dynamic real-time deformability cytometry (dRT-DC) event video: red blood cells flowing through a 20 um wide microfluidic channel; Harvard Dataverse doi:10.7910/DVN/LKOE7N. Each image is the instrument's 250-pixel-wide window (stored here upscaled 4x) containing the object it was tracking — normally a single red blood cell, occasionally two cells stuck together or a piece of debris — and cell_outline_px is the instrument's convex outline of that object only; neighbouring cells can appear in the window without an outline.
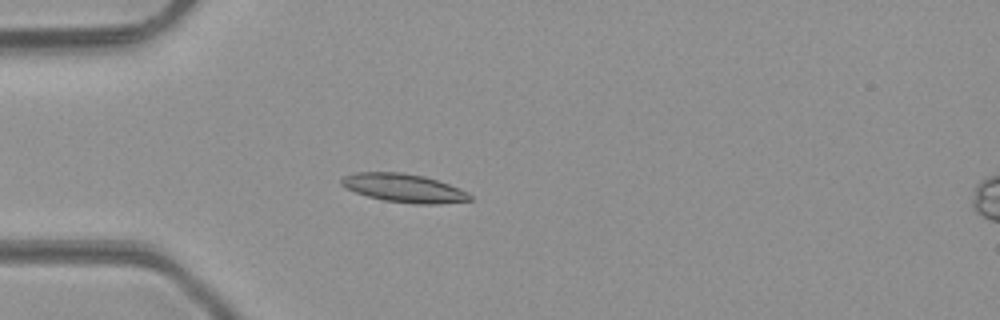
{"species": "common noctule bat (a hibernating species)", "species_latin": "Nyctalus noctula", "temperature_condition": "room temperature", "stored_images_in_passage": 34, "camera_frame_rate_fps": 3000, "um_per_image_px": 0.085, "animal": {"sex": "male", "body_mass_g": 23.1, "forearm_length_mm": 52.7}, "frame": {"image": 1, "passage_image": 6, "time_ms": 1.667, "image_size_px": [1000, 320], "cell_outline_px": [[472, 200], [440, 204], [416, 204], [384, 200], [368, 196], [344, 188], [340, 184], [340, 180], [344, 176], [352, 172], [404, 172], [424, 176], [460, 188], [468, 192], [472, 196]], "centroid_in_image_um": [34.32, 15.98], "position_along_channel_um": 50.7, "area_um2": 21.44}}
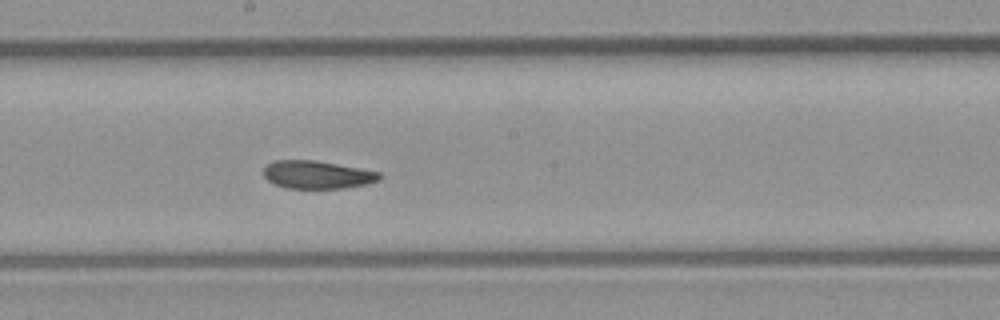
{"frame": {"image": 2, "passage_image": 19, "time_ms": 6.0, "image_size_px": [1000, 320], "cell_outline_px": [[384, 176], [380, 180], [368, 184], [344, 188], [288, 188], [272, 184], [264, 176], [264, 164], [276, 160], [316, 160], [360, 168], [380, 172]], "centroid_in_image_um": [26.98, 14.84], "position_along_channel_um": 221.2, "area_um2": 19.13}}
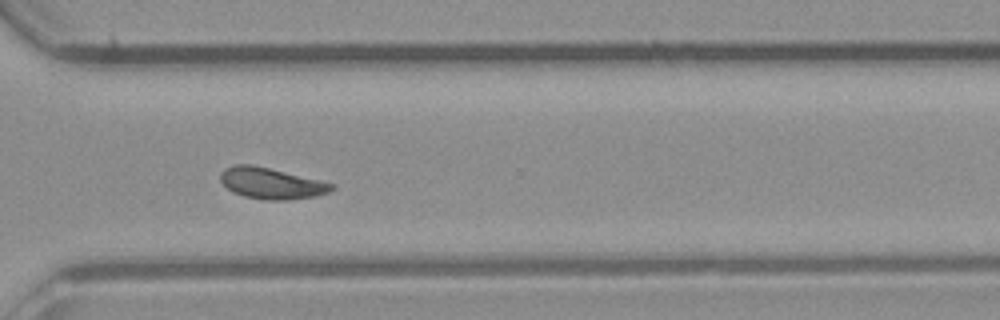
{"frame": {"image": 3, "passage_image": 28, "time_ms": 9.0, "image_size_px": [1000, 320], "cell_outline_px": [[336, 188], [328, 192], [316, 196], [288, 200], [264, 200], [244, 196], [232, 192], [220, 180], [220, 172], [224, 168], [232, 164], [252, 164], [336, 184]], "centroid_in_image_um": [23.05, 15.58], "position_along_channel_um": 347.6, "area_um2": 20.29}, "authors_computed_cell_mechanics": {"area_um2": 19.9699, "velocity_mm_per_s": 4.2154, "shape_relaxation_time_tau1_ms": 6.4542, "shape_relaxation_time_tau2_ms": 1.2624, "deformation_change_tau1": 0.1494, "deformation_change_tau2": 0.0644}}